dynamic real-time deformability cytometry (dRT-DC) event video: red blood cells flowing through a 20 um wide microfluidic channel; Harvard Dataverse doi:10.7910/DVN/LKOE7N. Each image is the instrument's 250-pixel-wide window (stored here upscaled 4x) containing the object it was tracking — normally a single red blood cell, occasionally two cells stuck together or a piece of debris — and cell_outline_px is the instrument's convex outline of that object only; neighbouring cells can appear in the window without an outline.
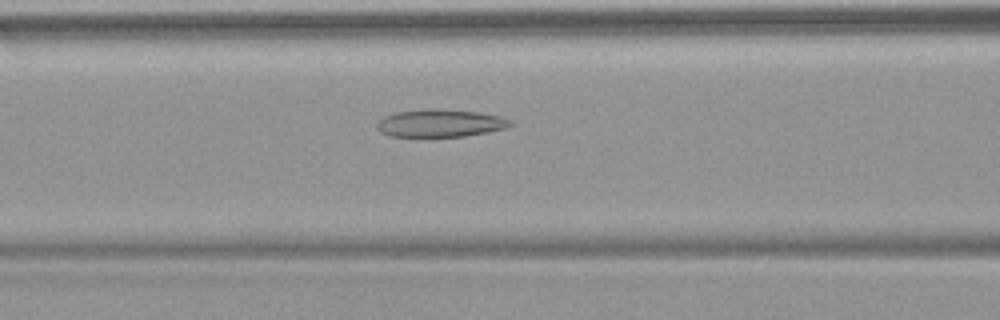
{"species": "common noctule bat (a hibernating species)", "species_latin": "Nyctalus noctula", "temperature_condition": "warm", "stored_images_in_passage": 19, "camera_frame_rate_fps": 3000, "um_per_image_px": 0.085, "animal": {"sex": "female", "body_mass_g": 18.4}, "frame": {"image": 1, "passage_image": 10, "time_ms": 3.0, "image_size_px": [1000, 320], "cell_outline_px": [[512, 124], [508, 128], [488, 132], [464, 136], [388, 136], [380, 132], [376, 128], [376, 124], [384, 116], [396, 112], [480, 112], [500, 116], [508, 120]], "centroid_in_image_um": [37.42, 10.53], "position_along_channel_um": 129.2, "area_um2": 20.23}}
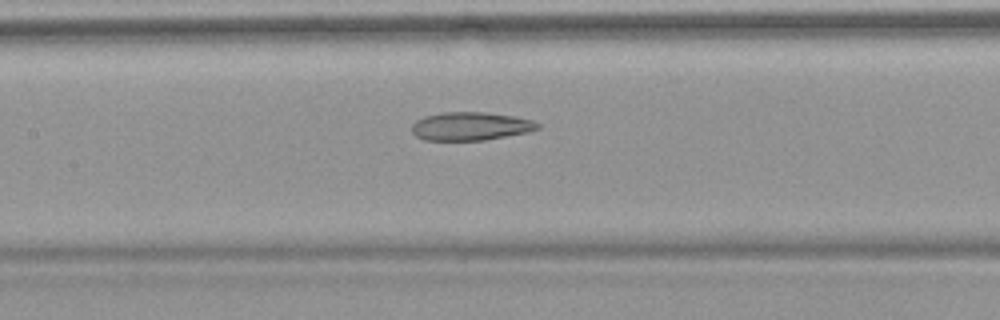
{"frame": {"image": 2, "passage_image": 13, "time_ms": 4.0, "image_size_px": [1000, 320], "cell_outline_px": [[540, 128], [528, 132], [484, 140], [424, 140], [416, 136], [412, 132], [412, 124], [416, 120], [424, 116], [440, 112], [488, 112], [516, 116], [532, 120], [540, 124]], "centroid_in_image_um": [40.0, 10.72], "position_along_channel_um": 167.4, "area_um2": 20.92}}
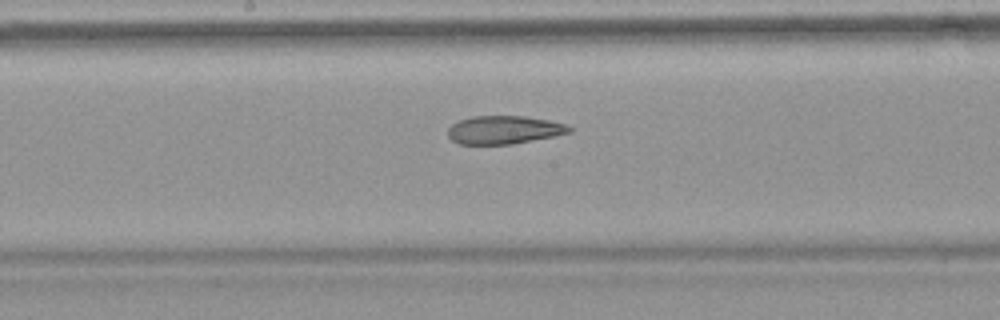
{"frame": {"image": 3, "passage_image": 16, "time_ms": 5.0, "image_size_px": [1000, 320], "cell_outline_px": [[572, 132], [512, 144], [456, 144], [448, 136], [448, 128], [452, 124], [460, 120], [472, 116], [524, 116], [548, 120], [568, 124], [572, 128]], "centroid_in_image_um": [42.83, 11.03], "position_along_channel_um": 205.4, "area_um2": 19.94}}